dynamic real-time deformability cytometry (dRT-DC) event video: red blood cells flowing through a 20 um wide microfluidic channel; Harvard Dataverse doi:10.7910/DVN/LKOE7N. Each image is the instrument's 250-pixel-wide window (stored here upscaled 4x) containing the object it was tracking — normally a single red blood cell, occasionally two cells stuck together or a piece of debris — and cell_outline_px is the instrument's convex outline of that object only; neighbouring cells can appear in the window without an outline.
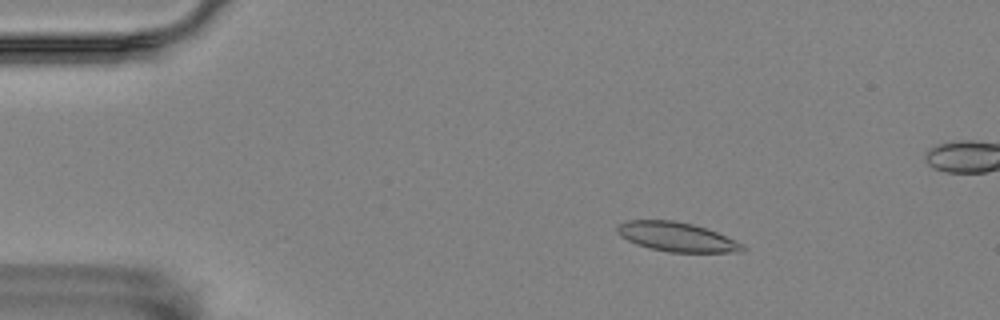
{"species": "Egyptian fruit bat (a non-hibernating species)", "species_latin": "Rousettus aegyptiacus", "temperature_condition": "room temperature", "stored_images_in_passage": 57, "segment_of_instrument_passage": [1, 2], "camera_frame_rate_fps": 3000, "um_per_image_px": 0.085, "animal": {"sex": "female"}, "frame": {"image": 1, "passage_image": 9, "time_ms": 2.667, "image_size_px": [1000, 320], "cell_outline_px": [[748, 248], [744, 252], [668, 252], [648, 248], [636, 244], [620, 236], [616, 232], [616, 224], [628, 220], [672, 220], [692, 224], [716, 232], [736, 240], [744, 244]], "centroid_in_image_um": [57.52, 20.14], "position_along_channel_um": 27.5, "area_um2": 21.56}}
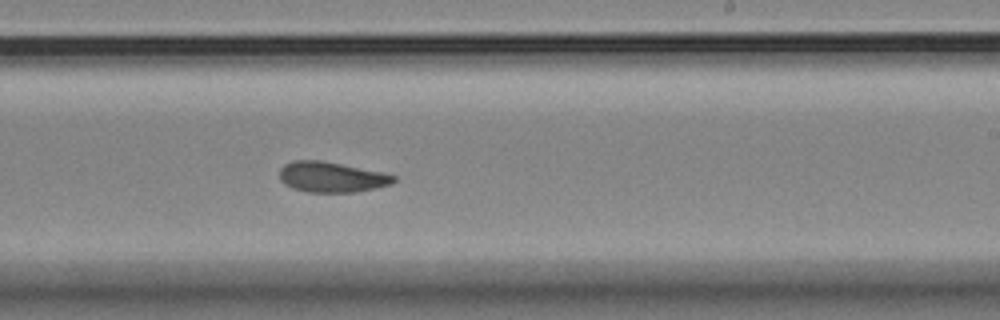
{"frame": {"image": 2, "passage_image": 34, "time_ms": 11.0, "image_size_px": [1000, 320], "cell_outline_px": [[396, 180], [392, 184], [376, 188], [356, 192], [308, 192], [292, 188], [284, 184], [280, 180], [280, 168], [284, 164], [292, 160], [320, 160], [380, 172], [396, 176]], "centroid_in_image_um": [28.15, 15.05], "position_along_channel_um": 260.9, "area_um2": 20.17}}
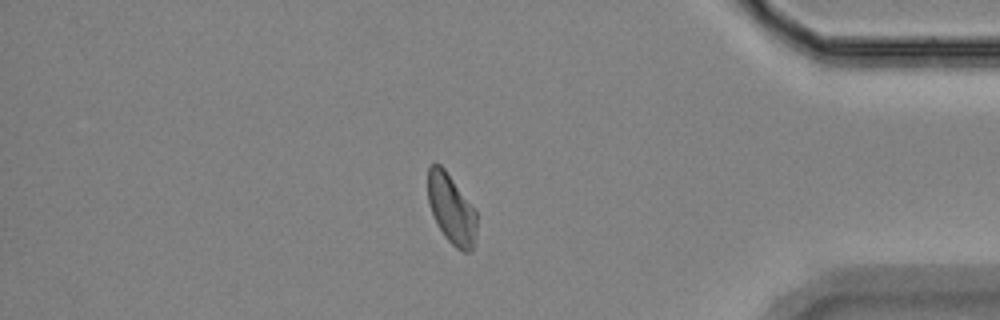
{"frame": {"image": 3, "passage_image": 48, "time_ms": 15.667, "image_size_px": [1000, 320], "cell_outline_px": [[476, 232], [472, 248], [468, 252], [460, 252], [444, 236], [428, 204], [428, 168], [432, 164], [440, 164], [444, 168], [476, 208]], "centroid_in_image_um": [38.38, 17.75], "position_along_channel_um": 396.8, "area_um2": 19.83}}